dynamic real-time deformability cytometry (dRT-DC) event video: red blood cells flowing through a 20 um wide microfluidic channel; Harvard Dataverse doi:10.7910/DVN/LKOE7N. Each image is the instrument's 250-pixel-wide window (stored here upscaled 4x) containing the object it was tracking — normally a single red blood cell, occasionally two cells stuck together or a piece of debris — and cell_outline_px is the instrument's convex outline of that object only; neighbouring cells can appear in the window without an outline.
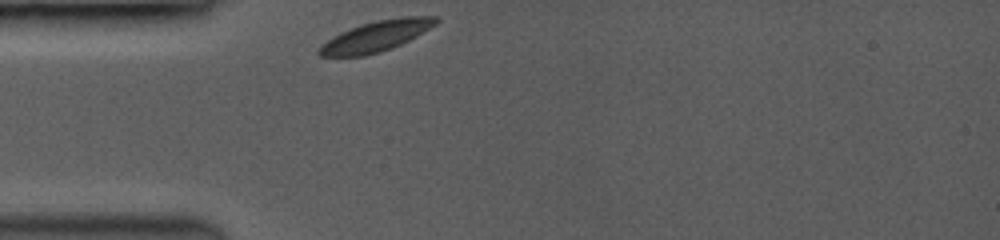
{"species": "common noctule bat (a hibernating species)", "species_latin": "Nyctalus noctula", "temperature_condition": "room temperature", "stored_images_in_passage": 35, "camera_frame_rate_fps": 3500, "um_per_image_px": 0.085, "animal": {"sex": "female", "body_mass_g": 19.0, "forearm_length_mm": 53.3}, "frame": {"image": 1, "passage_image": 1, "time_ms": 0.0, "image_size_px": [1000, 240], "cell_outline_px": [[440, 20], [436, 24], [416, 36], [392, 48], [380, 52], [364, 56], [320, 56], [316, 52], [320, 44], [332, 36], [340, 32], [360, 24], [376, 20], [404, 16], [436, 16]], "centroid_in_image_um": [31.93, 3.07], "position_along_channel_um": 53.1, "area_um2": 20.92}}
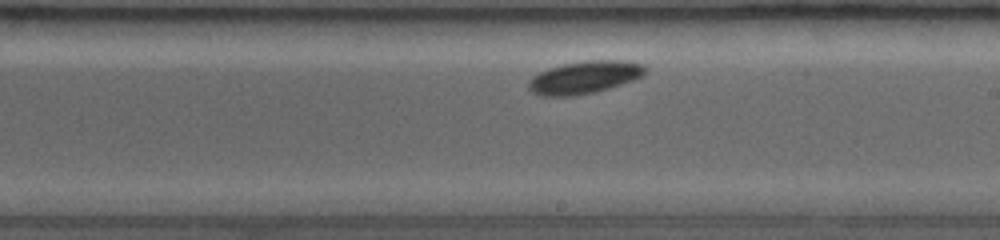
{"frame": {"image": 2, "passage_image": 19, "time_ms": 5.143, "image_size_px": [1000, 240], "cell_outline_px": [[648, 72], [644, 76], [608, 88], [592, 92], [568, 96], [544, 96], [532, 92], [528, 88], [528, 80], [532, 76], [548, 68], [564, 64], [584, 60], [628, 60], [644, 64], [648, 68]], "centroid_in_image_um": [49.72, 6.55], "position_along_channel_um": 239.3, "area_um2": 22.25}}
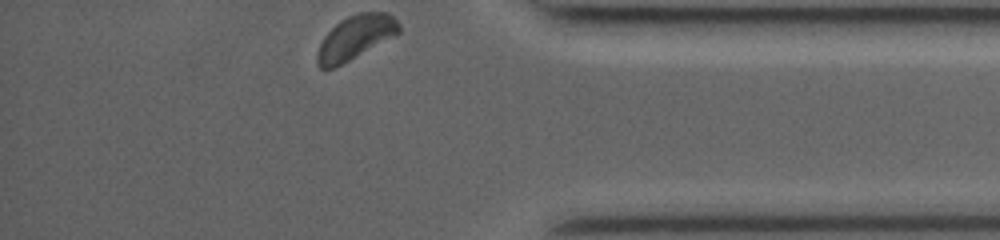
{"frame": {"image": 3, "passage_image": 35, "time_ms": 9.714, "image_size_px": [1000, 240], "cell_outline_px": [[400, 32], [396, 36], [332, 68], [320, 68], [316, 64], [316, 52], [324, 36], [336, 24], [348, 16], [360, 12], [388, 12], [400, 24]], "centroid_in_image_um": [30.22, 3.17], "position_along_channel_um": 405.0, "area_um2": 20.75}, "authors_computed_cell_mechanics": {"area_um2": 20.9236, "velocity_mm_per_s": 3.8005, "shape_relaxation_time_tau1_ms": 0.5261, "shape_relaxation_time_tau2_ms": null, "deformation_change_tau1": 0.0543, "deformation_change_tau2": null}}